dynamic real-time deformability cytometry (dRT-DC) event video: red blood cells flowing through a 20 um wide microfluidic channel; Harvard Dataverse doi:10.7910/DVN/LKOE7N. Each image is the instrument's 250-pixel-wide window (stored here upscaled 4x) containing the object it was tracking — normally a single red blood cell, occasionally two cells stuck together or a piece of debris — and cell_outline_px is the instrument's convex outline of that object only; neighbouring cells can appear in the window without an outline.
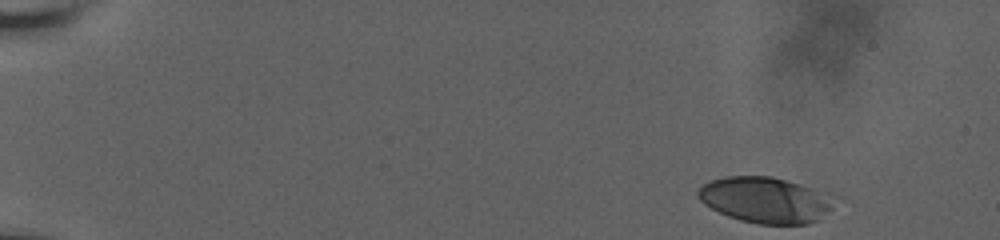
{"species": "human", "species_latin": "Homo sapiens", "temperature_condition": "room temperature", "stored_images_in_passage": 7, "camera_frame_rate_fps": 3000, "um_per_image_px": 0.085, "donor": {"sex": "male"}, "frame": {"image": 1, "passage_image": 1, "time_ms": 0.0, "image_size_px": [1000, 240], "cell_outline_px": [[832, 208], [816, 220], [808, 224], [760, 224], [740, 220], [728, 216], [704, 204], [696, 196], [696, 192], [704, 184], [712, 180], [724, 176], [772, 176], [800, 184], [812, 188]], "centroid_in_image_um": [64.89, 17.0], "position_along_channel_um": 20.1, "area_um2": 35.2}}
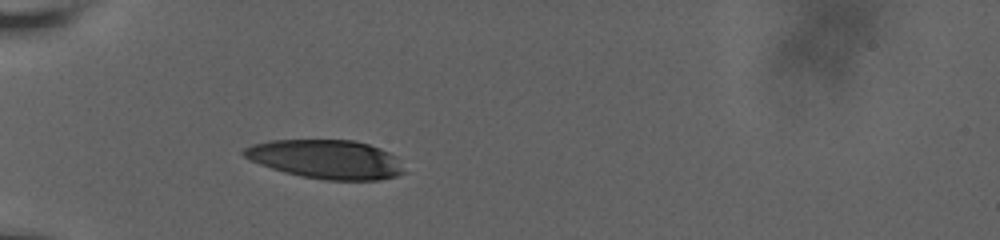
{"frame": {"image": 2, "passage_image": 7, "time_ms": 4.667, "image_size_px": [1000, 240], "cell_outline_px": [[404, 172], [396, 176], [380, 180], [328, 180], [304, 176], [284, 172], [260, 164], [244, 156], [240, 152], [244, 148], [252, 144], [268, 140], [352, 140], [368, 144], [380, 148], [388, 152], [392, 156]], "centroid_in_image_um": [27.65, 13.53], "position_along_channel_um": 57.3, "area_um2": 35.78}}